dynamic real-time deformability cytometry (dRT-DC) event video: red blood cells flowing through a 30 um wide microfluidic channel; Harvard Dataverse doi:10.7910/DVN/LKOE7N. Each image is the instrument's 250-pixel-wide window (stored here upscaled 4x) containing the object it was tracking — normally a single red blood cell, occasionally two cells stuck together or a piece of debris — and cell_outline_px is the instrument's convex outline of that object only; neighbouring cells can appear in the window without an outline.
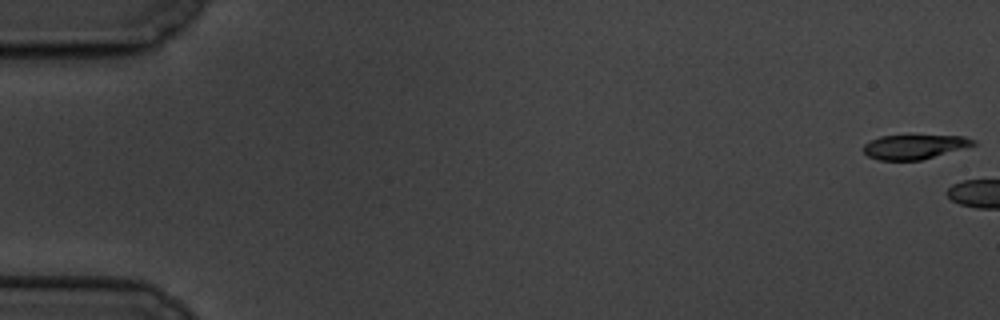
{"species": "common noctule bat (a hibernating species)", "species_latin": "Nyctalus noctula", "temperature_condition": "cold", "stored_images_in_passage": 3, "camera_frame_rate_fps": 3000, "um_per_image_px": 0.085, "animal": {"sex": "male", "body_mass_g": 19.5, "forearm_length_mm": 54.6}, "frame": {"image": 1, "passage_image": 1, "time_ms": 0.0, "image_size_px": [1000, 320], "cell_outline_px": [[976, 144], [920, 160], [880, 160], [868, 156], [864, 152], [864, 144], [880, 136], [964, 136], [976, 140]], "centroid_in_image_um": [77.7, 12.47], "position_along_channel_um": 7.3, "area_um2": 15.2}}